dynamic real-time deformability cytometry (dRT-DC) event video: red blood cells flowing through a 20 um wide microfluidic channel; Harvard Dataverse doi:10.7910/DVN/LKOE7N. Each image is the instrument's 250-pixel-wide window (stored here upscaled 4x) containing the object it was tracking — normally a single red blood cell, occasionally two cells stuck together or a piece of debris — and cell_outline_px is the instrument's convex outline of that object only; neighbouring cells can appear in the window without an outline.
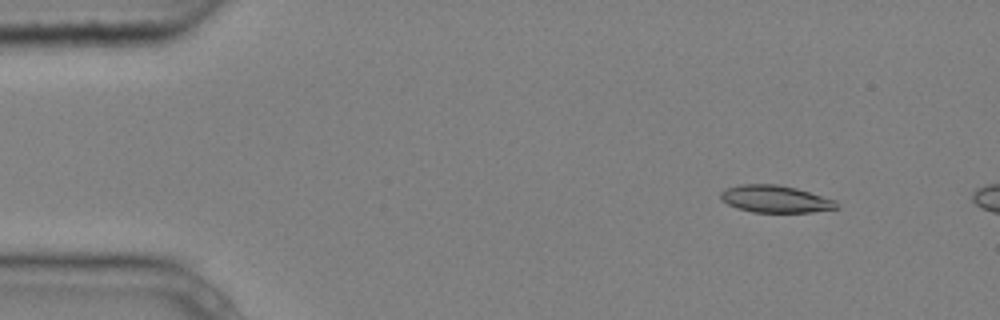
{"species": "common noctule bat (a hibernating species)", "species_latin": "Nyctalus noctula", "temperature_condition": "cold", "stored_images_in_passage": 4, "camera_frame_rate_fps": 3000, "um_per_image_px": 0.085, "animal": {"sex": "male", "body_mass_g": 20.4}, "frame": {"image": 1, "passage_image": 2, "time_ms": 0.333, "image_size_px": [1000, 320], "cell_outline_px": [[840, 208], [812, 212], [752, 212], [736, 208], [720, 200], [720, 192], [728, 188], [740, 184], [776, 184], [796, 188], [836, 200], [840, 204]], "centroid_in_image_um": [65.92, 16.92], "position_along_channel_um": 19.1, "area_um2": 18.5}}